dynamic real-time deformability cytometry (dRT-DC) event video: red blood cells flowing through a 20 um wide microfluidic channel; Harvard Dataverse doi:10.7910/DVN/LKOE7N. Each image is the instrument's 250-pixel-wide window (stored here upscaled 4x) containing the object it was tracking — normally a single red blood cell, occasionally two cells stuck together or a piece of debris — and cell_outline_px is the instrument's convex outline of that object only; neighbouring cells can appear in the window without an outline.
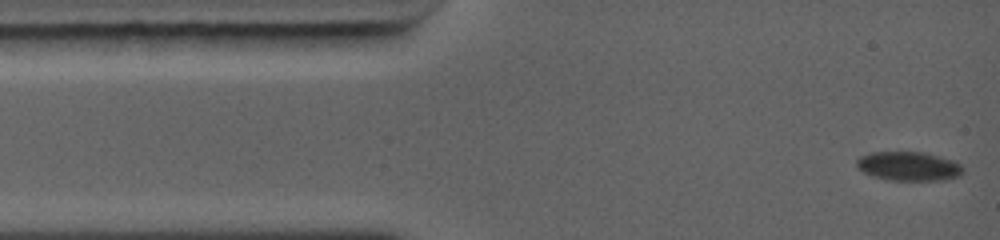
{"species": "common noctule bat (a hibernating species)", "species_latin": "Nyctalus noctula", "temperature_condition": "warm", "stored_images_in_passage": 34, "camera_frame_rate_fps": 5000, "um_per_image_px": 0.085, "animal": {"sex": "female", "body_mass_g": 19.0, "forearm_length_mm": 56.7}, "frame": {"image": 1, "passage_image": 1, "time_ms": 0.0, "image_size_px": [1000, 240], "cell_outline_px": [[964, 172], [960, 176], [944, 180], [888, 180], [872, 176], [856, 168], [856, 160], [860, 156], [868, 152], [924, 152], [956, 160], [964, 168]], "centroid_in_image_um": [77.25, 14.12], "position_along_channel_um": 7.7, "area_um2": 18.38}}
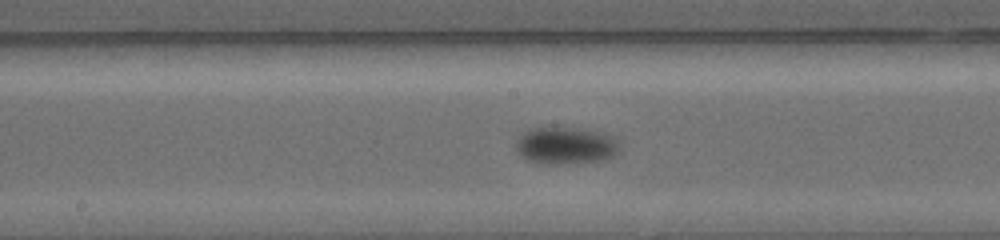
{"frame": {"image": 2, "passage_image": 14, "time_ms": 6.2, "image_size_px": [1000, 240], "cell_outline_px": [[616, 152], [612, 156], [604, 160], [576, 164], [540, 164], [528, 160], [520, 152], [520, 140], [528, 132], [540, 128], [568, 128], [588, 132], [612, 140], [616, 144]], "centroid_in_image_um": [48.06, 12.46], "position_along_channel_um": 200.1, "area_um2": 20.58}}
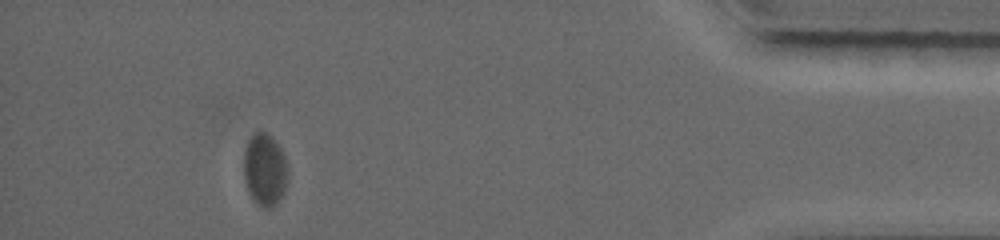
{"frame": {"image": 3, "passage_image": 28, "time_ms": 12.8, "image_size_px": [1000, 240], "cell_outline_px": [[288, 180], [284, 192], [280, 200], [276, 204], [268, 208], [264, 208], [252, 196], [248, 188], [244, 176], [244, 148], [248, 140], [256, 132], [268, 132], [280, 148], [288, 164]], "centroid_in_image_um": [22.54, 14.4], "position_along_channel_um": 412.7, "area_um2": 18.5}, "authors_computed_cell_mechanics": {"area_um2": 19.1318, "velocity_mm_per_s": 4.2094, "shape_relaxation_time_tau1_ms": 1.373, "shape_relaxation_time_tau2_ms": null, "deformation_change_tau1": 0.0857, "deformation_change_tau2": null}}